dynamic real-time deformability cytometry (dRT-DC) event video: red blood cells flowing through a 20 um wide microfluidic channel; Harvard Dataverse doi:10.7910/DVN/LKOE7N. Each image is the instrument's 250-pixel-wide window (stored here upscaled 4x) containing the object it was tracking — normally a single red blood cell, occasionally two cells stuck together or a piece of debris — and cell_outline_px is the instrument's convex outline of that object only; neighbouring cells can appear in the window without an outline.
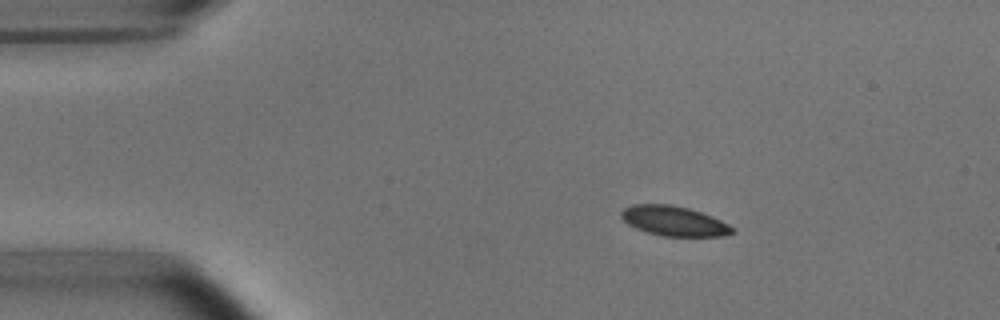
{"species": "common noctule bat (a hibernating species)", "species_latin": "Nyctalus noctula", "temperature_condition": "room temperature", "stored_images_in_passage": 2, "camera_frame_rate_fps": 3000, "um_per_image_px": 0.085, "animal": {"sex": "male", "body_mass_g": 15.6}, "frame": {"image": 1, "passage_image": 1, "time_ms": 0.0, "image_size_px": [1000, 320], "cell_outline_px": [[736, 232], [724, 236], [664, 236], [648, 232], [636, 228], [628, 224], [620, 216], [620, 212], [624, 208], [632, 204], [668, 204], [688, 208], [712, 216], [736, 228]], "centroid_in_image_um": [57.3, 18.78], "position_along_channel_um": 27.7, "area_um2": 19.31}}